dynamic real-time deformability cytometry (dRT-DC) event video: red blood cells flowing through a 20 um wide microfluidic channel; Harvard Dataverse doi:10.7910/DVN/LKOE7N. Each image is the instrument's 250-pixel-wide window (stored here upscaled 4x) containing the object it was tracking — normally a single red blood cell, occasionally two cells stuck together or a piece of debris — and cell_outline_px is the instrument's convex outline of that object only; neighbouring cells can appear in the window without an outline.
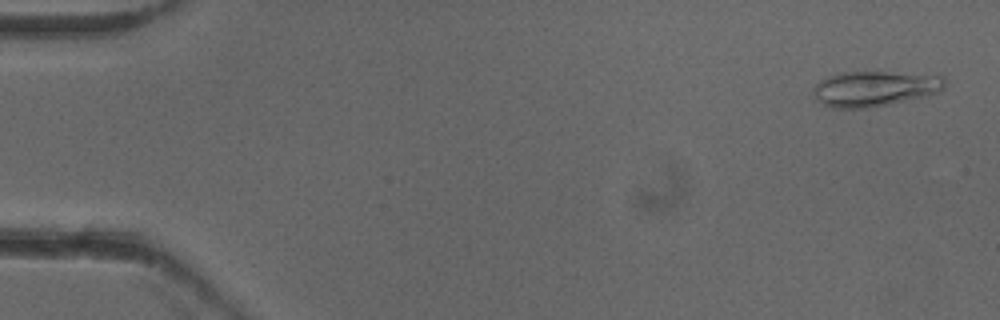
{"species": "common noctule bat (a hibernating species)", "species_latin": "Nyctalus noctula", "temperature_condition": "cold", "stored_images_in_passage": 52, "camera_frame_rate_fps": 3000, "um_per_image_px": 0.085, "animal": {"sex": "female"}, "frame": {"image": 1, "passage_image": 2, "time_ms": 0.333, "image_size_px": [1000, 320], "cell_outline_px": [[948, 80], [944, 88], [940, 92], [924, 96], [888, 104], [868, 108], [832, 108], [824, 104], [812, 92], [816, 84], [820, 80], [840, 72], [888, 72], [944, 76]], "centroid_in_image_um": [74.38, 7.53], "position_along_channel_um": 10.6, "area_um2": 26.88}}
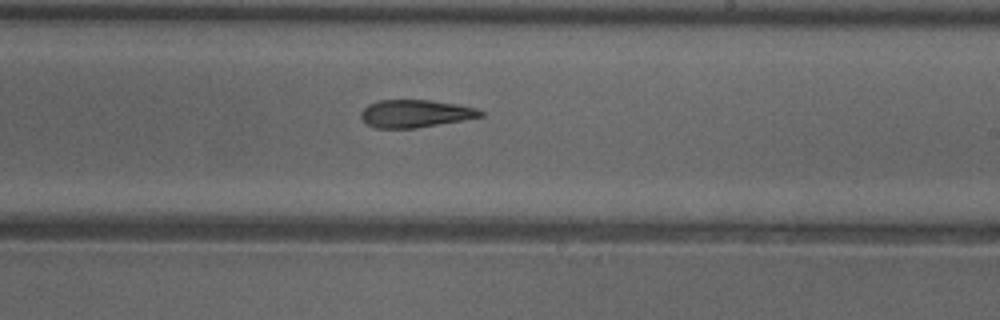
{"frame": {"image": 2, "passage_image": 31, "time_ms": 10.0, "image_size_px": [1000, 320], "cell_outline_px": [[484, 116], [416, 128], [376, 128], [368, 124], [360, 116], [360, 112], [368, 104], [376, 100], [428, 100], [456, 104], [476, 108], [484, 112]], "centroid_in_image_um": [35.28, 9.65], "position_along_channel_um": 253.7, "area_um2": 19.13}}
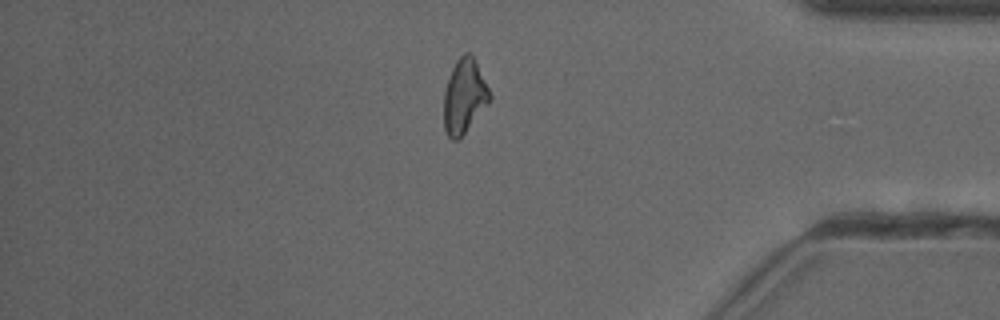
{"frame": {"image": 3, "passage_image": 44, "time_ms": 14.333, "image_size_px": [1000, 320], "cell_outline_px": [[492, 100], [464, 132], [456, 140], [452, 140], [448, 136], [444, 128], [444, 92], [448, 76], [456, 60], [464, 52], [468, 52], [472, 56], [492, 96]], "centroid_in_image_um": [39.45, 8.18], "position_along_channel_um": 395.8, "area_um2": 19.54}, "authors_computed_cell_mechanics": {"area_um2": 20.2878, "velocity_mm_per_s": 3.9455, "shape_relaxation_time_tau1_ms": 7.0563, "shape_relaxation_time_tau2_ms": 3.7628, "deformation_change_tau1": 0.1727, "deformation_change_tau2": 0.1314}}